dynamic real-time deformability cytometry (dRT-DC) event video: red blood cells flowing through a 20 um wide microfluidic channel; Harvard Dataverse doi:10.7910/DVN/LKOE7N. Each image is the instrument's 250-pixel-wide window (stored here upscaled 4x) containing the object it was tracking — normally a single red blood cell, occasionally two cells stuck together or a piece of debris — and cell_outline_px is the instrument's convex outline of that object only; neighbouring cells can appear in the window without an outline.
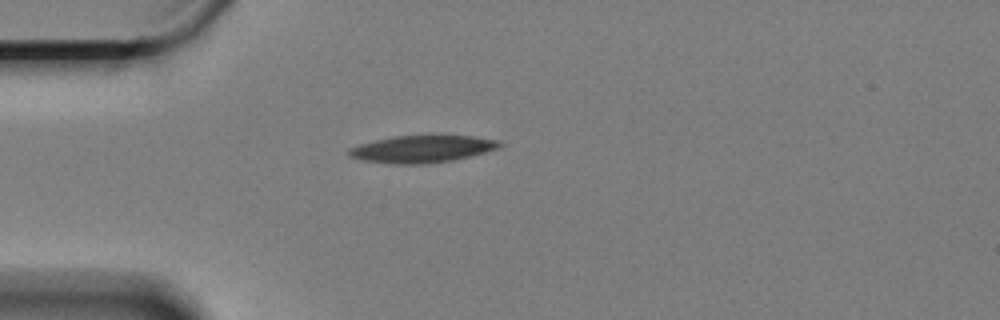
{"species": "Egyptian fruit bat (a non-hibernating species)", "species_latin": "Rousettus aegyptiacus", "temperature_condition": "cold", "stored_images_in_passage": 7, "camera_frame_rate_fps": 3000, "um_per_image_px": 0.085, "animal": {"sex": "female"}, "frame": {"image": 1, "passage_image": 1, "time_ms": 0.0, "image_size_px": [1000, 320], "cell_outline_px": [[504, 144], [496, 148], [484, 152], [452, 160], [428, 164], [388, 164], [364, 160], [348, 156], [348, 148], [360, 144], [376, 140], [396, 136], [472, 136], [496, 140]], "centroid_in_image_um": [35.82, 12.68], "position_along_channel_um": 49.2, "area_um2": 23.52}}
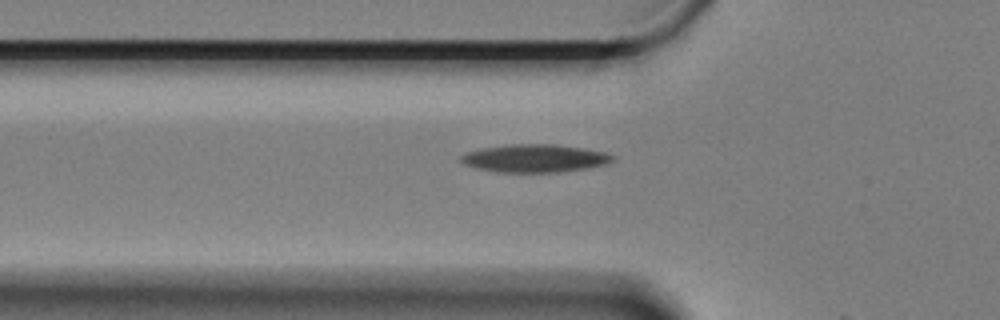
{"frame": {"image": 2, "passage_image": 5, "time_ms": 1.333, "image_size_px": [1000, 320], "cell_outline_px": [[616, 156], [608, 164], [588, 168], [560, 172], [496, 172], [476, 168], [464, 164], [460, 160], [460, 156], [468, 152], [484, 148], [508, 144], [556, 144], [584, 148], [604, 152]], "centroid_in_image_um": [45.48, 13.46], "position_along_channel_um": 80.3, "area_um2": 24.74}}